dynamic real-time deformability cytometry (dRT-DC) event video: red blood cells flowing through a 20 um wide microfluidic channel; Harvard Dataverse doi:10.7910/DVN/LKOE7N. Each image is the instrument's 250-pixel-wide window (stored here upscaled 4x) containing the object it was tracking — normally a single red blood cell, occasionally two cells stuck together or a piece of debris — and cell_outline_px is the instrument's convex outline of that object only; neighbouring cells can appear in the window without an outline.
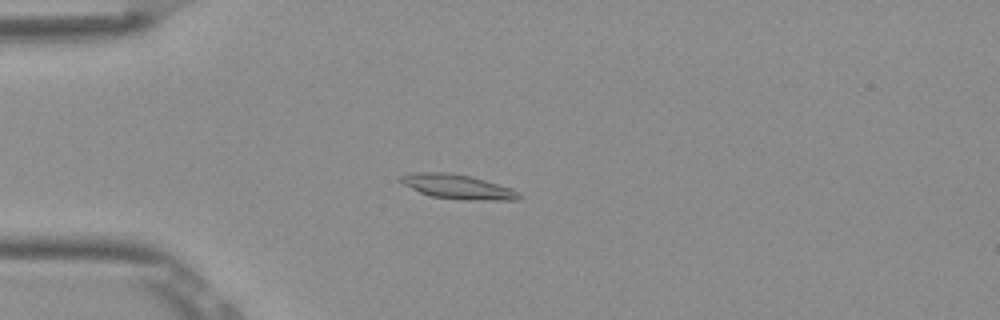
{"species": "Egyptian fruit bat (a non-hibernating species)", "species_latin": "Rousettus aegyptiacus", "temperature_condition": "room temperature", "stored_images_in_passage": 4, "camera_frame_rate_fps": 3000, "um_per_image_px": 0.085, "frame": {"image": 1, "passage_image": 4, "time_ms": 1.0, "image_size_px": [1000, 320], "cell_outline_px": [[524, 196], [520, 200], [468, 200], [432, 196], [420, 192], [396, 180], [400, 176], [412, 172], [448, 172], [472, 176], [512, 188], [520, 192]], "centroid_in_image_um": [38.95, 15.86], "position_along_channel_um": 46.0, "area_um2": 17.11}}